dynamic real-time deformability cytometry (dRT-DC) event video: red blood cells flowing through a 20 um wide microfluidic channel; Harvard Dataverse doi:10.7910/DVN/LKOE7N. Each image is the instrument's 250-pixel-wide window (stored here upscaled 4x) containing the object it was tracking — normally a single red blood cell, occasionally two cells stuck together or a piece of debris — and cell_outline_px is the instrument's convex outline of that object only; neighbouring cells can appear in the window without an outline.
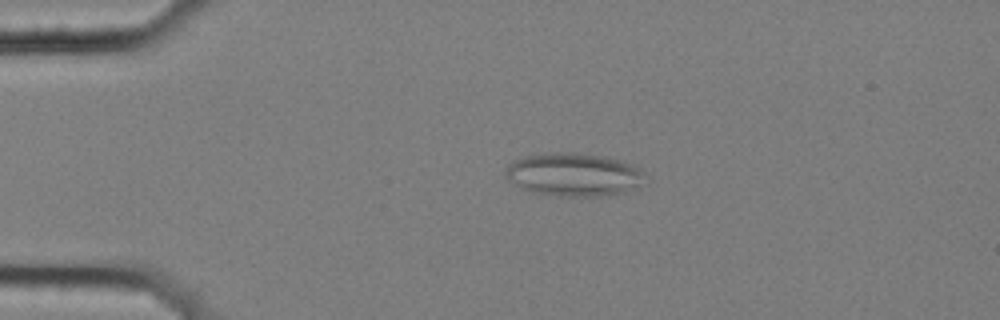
{"species": "common noctule bat (a hibernating species)", "species_latin": "Nyctalus noctula", "temperature_condition": "cold", "stored_images_in_passage": 5, "camera_frame_rate_fps": 3000, "um_per_image_px": 0.085, "animal": {"sex": "female", "body_mass_g": 25.1}, "frame": {"image": 1, "passage_image": 4, "time_ms": 1.0, "image_size_px": [1000, 320], "cell_outline_px": [[644, 172], [640, 184], [624, 192], [608, 196], [560, 196], [532, 192], [520, 188], [508, 180], [504, 176], [504, 172], [508, 164], [512, 160], [524, 156], [552, 152], [576, 152], [604, 156], [620, 160], [632, 164], [640, 168]], "centroid_in_image_um": [48.71, 14.83], "position_along_channel_um": 36.3, "area_um2": 35.37}}